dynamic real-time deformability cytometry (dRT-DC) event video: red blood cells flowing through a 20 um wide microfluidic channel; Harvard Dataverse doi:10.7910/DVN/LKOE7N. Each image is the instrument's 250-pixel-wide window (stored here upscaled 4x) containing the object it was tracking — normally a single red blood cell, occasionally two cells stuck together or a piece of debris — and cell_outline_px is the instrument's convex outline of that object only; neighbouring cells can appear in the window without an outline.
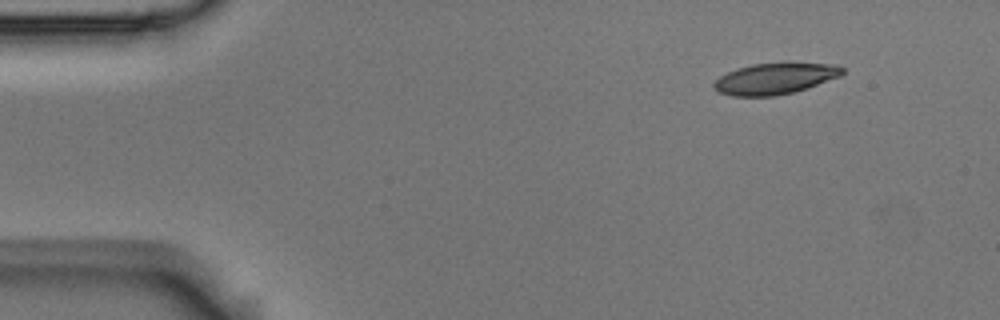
{"species": "Egyptian fruit bat (a non-hibernating species)", "species_latin": "Rousettus aegyptiacus", "temperature_condition": "room temperature", "stored_images_in_passage": 4, "camera_frame_rate_fps": 3000, "um_per_image_px": 0.085, "animal": {"sex": "male"}, "frame": {"image": 1, "passage_image": 1, "time_ms": 0.0, "image_size_px": [1000, 320], "cell_outline_px": [[844, 72], [840, 76], [808, 88], [792, 92], [772, 96], [732, 96], [720, 92], [712, 88], [712, 84], [720, 76], [736, 68], [752, 64], [784, 60], [788, 60], [840, 64], [844, 68]], "centroid_in_image_um": [65.94, 6.62], "position_along_channel_um": 19.1, "area_um2": 24.33}}
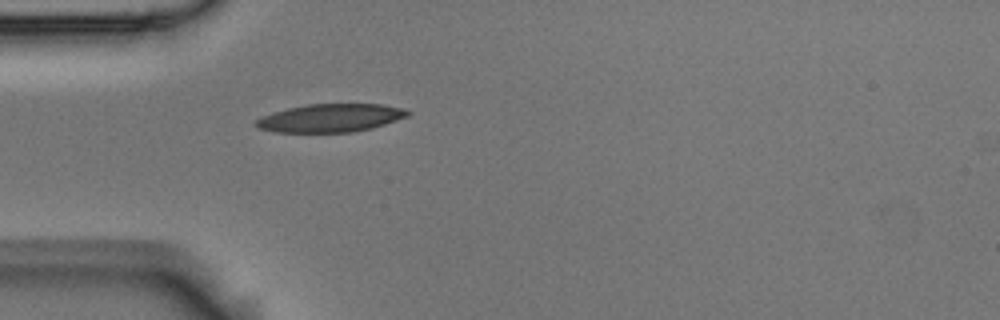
{"frame": {"image": 2, "passage_image": 4, "time_ms": 1.0, "image_size_px": [1000, 320], "cell_outline_px": [[412, 112], [408, 116], [372, 128], [352, 132], [272, 132], [260, 128], [252, 124], [256, 120], [264, 116], [288, 108], [308, 104], [380, 104], [404, 108]], "centroid_in_image_um": [28.11, 10.03], "position_along_channel_um": 56.9, "area_um2": 24.74}}